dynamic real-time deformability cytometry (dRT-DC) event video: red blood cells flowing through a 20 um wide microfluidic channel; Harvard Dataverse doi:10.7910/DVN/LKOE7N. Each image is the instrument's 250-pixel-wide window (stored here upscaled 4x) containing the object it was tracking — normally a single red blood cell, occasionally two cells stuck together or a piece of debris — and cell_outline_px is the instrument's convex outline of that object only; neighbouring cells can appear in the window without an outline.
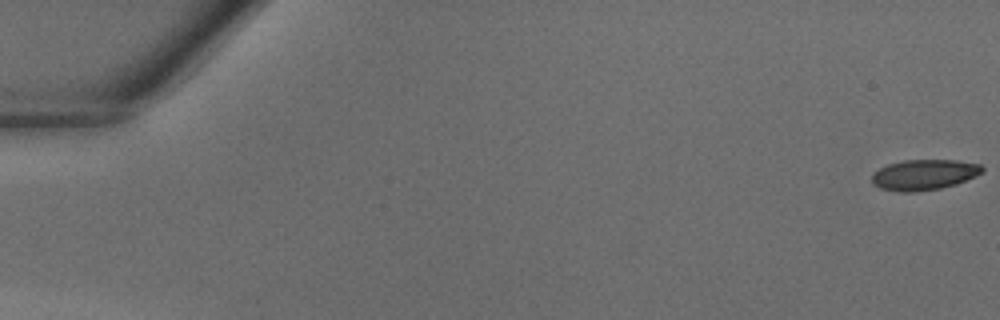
{"species": "common noctule bat (a hibernating species)", "species_latin": "Nyctalus noctula", "temperature_condition": "warm", "stored_images_in_passage": 6, "camera_frame_rate_fps": 3000, "um_per_image_px": 0.085, "animal": {"sex": "male", "body_mass_g": 18.8}, "frame": {"image": 1, "passage_image": 1, "time_ms": 0.0, "image_size_px": [1000, 320], "cell_outline_px": [[984, 172], [976, 176], [956, 184], [940, 188], [916, 192], [900, 192], [880, 188], [872, 184], [872, 172], [888, 164], [904, 160], [956, 160], [980, 164], [984, 168]], "centroid_in_image_um": [78.54, 14.85], "position_along_channel_um": 6.5, "area_um2": 19.77}}